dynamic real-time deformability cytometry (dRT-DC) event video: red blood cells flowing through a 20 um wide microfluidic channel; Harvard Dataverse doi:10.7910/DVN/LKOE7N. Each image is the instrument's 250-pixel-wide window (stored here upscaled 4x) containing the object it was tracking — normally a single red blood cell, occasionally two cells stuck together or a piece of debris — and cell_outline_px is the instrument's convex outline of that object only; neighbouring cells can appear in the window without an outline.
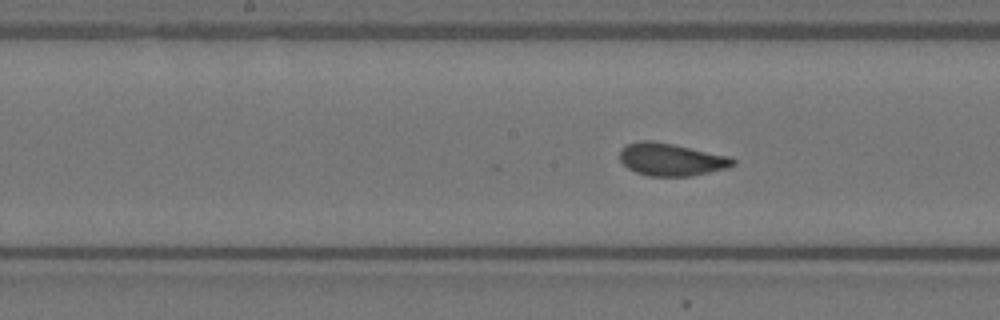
{"species": "Egyptian fruit bat (a non-hibernating species)", "species_latin": "Rousettus aegyptiacus", "temperature_condition": "warm", "stored_images_in_passage": 12, "camera_frame_rate_fps": 3000, "um_per_image_px": 0.085, "animal": {"sex": "female"}, "frame": {"image": 1, "passage_image": 12, "time_ms": 3.667, "image_size_px": [1000, 320], "cell_outline_px": [[736, 164], [728, 168], [692, 176], [648, 176], [636, 172], [628, 168], [620, 160], [620, 148], [628, 144], [640, 140], [652, 140], [732, 156], [736, 160]], "centroid_in_image_um": [57.08, 13.55], "position_along_channel_um": 191.1, "area_um2": 21.68}}